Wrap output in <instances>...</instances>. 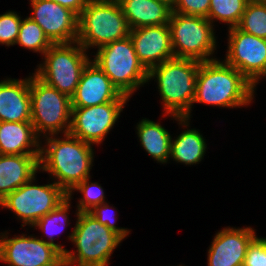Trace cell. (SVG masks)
Masks as SVG:
<instances>
[{"label": "cell", "mask_w": 266, "mask_h": 266, "mask_svg": "<svg viewBox=\"0 0 266 266\" xmlns=\"http://www.w3.org/2000/svg\"><path fill=\"white\" fill-rule=\"evenodd\" d=\"M43 139L45 142L42 144L41 141L39 171L47 172L50 179L54 180L67 194L78 183L91 177L94 145L70 133L64 134L63 138L50 135Z\"/></svg>", "instance_id": "cell-1"}, {"label": "cell", "mask_w": 266, "mask_h": 266, "mask_svg": "<svg viewBox=\"0 0 266 266\" xmlns=\"http://www.w3.org/2000/svg\"><path fill=\"white\" fill-rule=\"evenodd\" d=\"M252 101V83L236 68L223 59L200 62L193 104L240 108Z\"/></svg>", "instance_id": "cell-2"}, {"label": "cell", "mask_w": 266, "mask_h": 266, "mask_svg": "<svg viewBox=\"0 0 266 266\" xmlns=\"http://www.w3.org/2000/svg\"><path fill=\"white\" fill-rule=\"evenodd\" d=\"M199 66L200 61L174 57L148 71V82H157L163 116L175 121L191 118Z\"/></svg>", "instance_id": "cell-3"}, {"label": "cell", "mask_w": 266, "mask_h": 266, "mask_svg": "<svg viewBox=\"0 0 266 266\" xmlns=\"http://www.w3.org/2000/svg\"><path fill=\"white\" fill-rule=\"evenodd\" d=\"M76 222L68 234L76 250L68 249L63 259L68 266H108L110 258L124 240L119 234L101 224L88 212L76 211Z\"/></svg>", "instance_id": "cell-4"}, {"label": "cell", "mask_w": 266, "mask_h": 266, "mask_svg": "<svg viewBox=\"0 0 266 266\" xmlns=\"http://www.w3.org/2000/svg\"><path fill=\"white\" fill-rule=\"evenodd\" d=\"M130 35L119 2L87 1L78 19L77 42L89 52Z\"/></svg>", "instance_id": "cell-5"}, {"label": "cell", "mask_w": 266, "mask_h": 266, "mask_svg": "<svg viewBox=\"0 0 266 266\" xmlns=\"http://www.w3.org/2000/svg\"><path fill=\"white\" fill-rule=\"evenodd\" d=\"M31 123L39 138L67 134L71 127V98L34 73L29 76ZM43 134V135H42Z\"/></svg>", "instance_id": "cell-6"}, {"label": "cell", "mask_w": 266, "mask_h": 266, "mask_svg": "<svg viewBox=\"0 0 266 266\" xmlns=\"http://www.w3.org/2000/svg\"><path fill=\"white\" fill-rule=\"evenodd\" d=\"M94 61L122 95L129 98L148 83V71L139 62L130 36L98 48Z\"/></svg>", "instance_id": "cell-7"}, {"label": "cell", "mask_w": 266, "mask_h": 266, "mask_svg": "<svg viewBox=\"0 0 266 266\" xmlns=\"http://www.w3.org/2000/svg\"><path fill=\"white\" fill-rule=\"evenodd\" d=\"M43 57L34 74L71 98L79 84L84 67L92 58L77 41L53 44Z\"/></svg>", "instance_id": "cell-8"}, {"label": "cell", "mask_w": 266, "mask_h": 266, "mask_svg": "<svg viewBox=\"0 0 266 266\" xmlns=\"http://www.w3.org/2000/svg\"><path fill=\"white\" fill-rule=\"evenodd\" d=\"M168 24L174 57L200 62L217 59L213 56L218 47L216 32L207 18L172 12Z\"/></svg>", "instance_id": "cell-9"}, {"label": "cell", "mask_w": 266, "mask_h": 266, "mask_svg": "<svg viewBox=\"0 0 266 266\" xmlns=\"http://www.w3.org/2000/svg\"><path fill=\"white\" fill-rule=\"evenodd\" d=\"M36 176L0 201L1 208L14 212L21 220V228L32 226L62 203L68 194L53 180L52 183L35 185Z\"/></svg>", "instance_id": "cell-10"}, {"label": "cell", "mask_w": 266, "mask_h": 266, "mask_svg": "<svg viewBox=\"0 0 266 266\" xmlns=\"http://www.w3.org/2000/svg\"><path fill=\"white\" fill-rule=\"evenodd\" d=\"M126 104L127 102H107L91 107H72L69 133L92 145L102 144Z\"/></svg>", "instance_id": "cell-11"}, {"label": "cell", "mask_w": 266, "mask_h": 266, "mask_svg": "<svg viewBox=\"0 0 266 266\" xmlns=\"http://www.w3.org/2000/svg\"><path fill=\"white\" fill-rule=\"evenodd\" d=\"M227 52L223 60L236 68L252 84L266 68V39L240 30L228 29Z\"/></svg>", "instance_id": "cell-12"}, {"label": "cell", "mask_w": 266, "mask_h": 266, "mask_svg": "<svg viewBox=\"0 0 266 266\" xmlns=\"http://www.w3.org/2000/svg\"><path fill=\"white\" fill-rule=\"evenodd\" d=\"M31 15L53 44L73 43L78 38L79 17L71 10L49 0H30Z\"/></svg>", "instance_id": "cell-13"}, {"label": "cell", "mask_w": 266, "mask_h": 266, "mask_svg": "<svg viewBox=\"0 0 266 266\" xmlns=\"http://www.w3.org/2000/svg\"><path fill=\"white\" fill-rule=\"evenodd\" d=\"M129 100V97L119 92L100 67L90 60L84 67L76 91L71 97V107H91Z\"/></svg>", "instance_id": "cell-14"}, {"label": "cell", "mask_w": 266, "mask_h": 266, "mask_svg": "<svg viewBox=\"0 0 266 266\" xmlns=\"http://www.w3.org/2000/svg\"><path fill=\"white\" fill-rule=\"evenodd\" d=\"M255 229L248 227H225L218 231L208 249V266H243L247 248L257 236Z\"/></svg>", "instance_id": "cell-15"}, {"label": "cell", "mask_w": 266, "mask_h": 266, "mask_svg": "<svg viewBox=\"0 0 266 266\" xmlns=\"http://www.w3.org/2000/svg\"><path fill=\"white\" fill-rule=\"evenodd\" d=\"M129 36L139 62L147 71L174 58L169 24L130 29Z\"/></svg>", "instance_id": "cell-16"}, {"label": "cell", "mask_w": 266, "mask_h": 266, "mask_svg": "<svg viewBox=\"0 0 266 266\" xmlns=\"http://www.w3.org/2000/svg\"><path fill=\"white\" fill-rule=\"evenodd\" d=\"M29 76L0 81V122H31Z\"/></svg>", "instance_id": "cell-17"}, {"label": "cell", "mask_w": 266, "mask_h": 266, "mask_svg": "<svg viewBox=\"0 0 266 266\" xmlns=\"http://www.w3.org/2000/svg\"><path fill=\"white\" fill-rule=\"evenodd\" d=\"M40 154H0V201L39 172Z\"/></svg>", "instance_id": "cell-18"}, {"label": "cell", "mask_w": 266, "mask_h": 266, "mask_svg": "<svg viewBox=\"0 0 266 266\" xmlns=\"http://www.w3.org/2000/svg\"><path fill=\"white\" fill-rule=\"evenodd\" d=\"M41 140L31 122H0V154H40Z\"/></svg>", "instance_id": "cell-19"}, {"label": "cell", "mask_w": 266, "mask_h": 266, "mask_svg": "<svg viewBox=\"0 0 266 266\" xmlns=\"http://www.w3.org/2000/svg\"><path fill=\"white\" fill-rule=\"evenodd\" d=\"M130 29L168 24L172 6L159 0H120Z\"/></svg>", "instance_id": "cell-20"}, {"label": "cell", "mask_w": 266, "mask_h": 266, "mask_svg": "<svg viewBox=\"0 0 266 266\" xmlns=\"http://www.w3.org/2000/svg\"><path fill=\"white\" fill-rule=\"evenodd\" d=\"M188 118H180L178 124L184 130L175 139L171 140L170 159L184 165H196L204 159L207 144L206 139L196 128H190ZM190 129H189V128Z\"/></svg>", "instance_id": "cell-21"}, {"label": "cell", "mask_w": 266, "mask_h": 266, "mask_svg": "<svg viewBox=\"0 0 266 266\" xmlns=\"http://www.w3.org/2000/svg\"><path fill=\"white\" fill-rule=\"evenodd\" d=\"M136 129L139 142L148 155L157 163L167 164L172 140L170 132L160 123L147 118L139 121Z\"/></svg>", "instance_id": "cell-22"}, {"label": "cell", "mask_w": 266, "mask_h": 266, "mask_svg": "<svg viewBox=\"0 0 266 266\" xmlns=\"http://www.w3.org/2000/svg\"><path fill=\"white\" fill-rule=\"evenodd\" d=\"M71 208V199L67 197L62 203H60L54 210L46 214L39 219L32 227L39 229L48 240H45L48 244L56 247L62 254L67 249L62 244L54 242V236L63 232L64 228L69 226V209Z\"/></svg>", "instance_id": "cell-23"}, {"label": "cell", "mask_w": 266, "mask_h": 266, "mask_svg": "<svg viewBox=\"0 0 266 266\" xmlns=\"http://www.w3.org/2000/svg\"><path fill=\"white\" fill-rule=\"evenodd\" d=\"M248 0H210L207 19L213 24L215 21L226 23L228 29L237 27L245 11Z\"/></svg>", "instance_id": "cell-24"}, {"label": "cell", "mask_w": 266, "mask_h": 266, "mask_svg": "<svg viewBox=\"0 0 266 266\" xmlns=\"http://www.w3.org/2000/svg\"><path fill=\"white\" fill-rule=\"evenodd\" d=\"M16 44L34 53H41V56L53 45L43 29L28 16L22 18Z\"/></svg>", "instance_id": "cell-25"}, {"label": "cell", "mask_w": 266, "mask_h": 266, "mask_svg": "<svg viewBox=\"0 0 266 266\" xmlns=\"http://www.w3.org/2000/svg\"><path fill=\"white\" fill-rule=\"evenodd\" d=\"M237 27L246 33L266 39V3L249 1Z\"/></svg>", "instance_id": "cell-26"}, {"label": "cell", "mask_w": 266, "mask_h": 266, "mask_svg": "<svg viewBox=\"0 0 266 266\" xmlns=\"http://www.w3.org/2000/svg\"><path fill=\"white\" fill-rule=\"evenodd\" d=\"M90 179L91 177L84 179L68 193L70 199H72V194L75 191L82 194L78 198L77 212H89L94 207L106 202L102 186L98 182H92Z\"/></svg>", "instance_id": "cell-27"}, {"label": "cell", "mask_w": 266, "mask_h": 266, "mask_svg": "<svg viewBox=\"0 0 266 266\" xmlns=\"http://www.w3.org/2000/svg\"><path fill=\"white\" fill-rule=\"evenodd\" d=\"M22 17L15 11L0 14V44L7 47L16 43Z\"/></svg>", "instance_id": "cell-28"}, {"label": "cell", "mask_w": 266, "mask_h": 266, "mask_svg": "<svg viewBox=\"0 0 266 266\" xmlns=\"http://www.w3.org/2000/svg\"><path fill=\"white\" fill-rule=\"evenodd\" d=\"M111 211H114V208H112L108 204V202H105L94 207L88 213L91 214L95 219H97L101 224L106 225L109 229L113 230L114 232L119 234L123 239H125L130 234L131 230L125 227L123 228L116 226L117 220L115 217L117 216H114L115 214L113 215Z\"/></svg>", "instance_id": "cell-29"}, {"label": "cell", "mask_w": 266, "mask_h": 266, "mask_svg": "<svg viewBox=\"0 0 266 266\" xmlns=\"http://www.w3.org/2000/svg\"><path fill=\"white\" fill-rule=\"evenodd\" d=\"M210 9V0H174L172 12L188 16L207 18Z\"/></svg>", "instance_id": "cell-30"}, {"label": "cell", "mask_w": 266, "mask_h": 266, "mask_svg": "<svg viewBox=\"0 0 266 266\" xmlns=\"http://www.w3.org/2000/svg\"><path fill=\"white\" fill-rule=\"evenodd\" d=\"M243 266H266V238L256 236L249 244Z\"/></svg>", "instance_id": "cell-31"}, {"label": "cell", "mask_w": 266, "mask_h": 266, "mask_svg": "<svg viewBox=\"0 0 266 266\" xmlns=\"http://www.w3.org/2000/svg\"><path fill=\"white\" fill-rule=\"evenodd\" d=\"M73 11L78 17L82 13L87 0H49Z\"/></svg>", "instance_id": "cell-32"}, {"label": "cell", "mask_w": 266, "mask_h": 266, "mask_svg": "<svg viewBox=\"0 0 266 266\" xmlns=\"http://www.w3.org/2000/svg\"><path fill=\"white\" fill-rule=\"evenodd\" d=\"M266 78V68L264 70V72L259 76V78L252 84V98L254 99V95L256 94L255 91H256V85L259 83V81L262 79V78Z\"/></svg>", "instance_id": "cell-33"}, {"label": "cell", "mask_w": 266, "mask_h": 266, "mask_svg": "<svg viewBox=\"0 0 266 266\" xmlns=\"http://www.w3.org/2000/svg\"><path fill=\"white\" fill-rule=\"evenodd\" d=\"M87 1H106V2H119L120 0H87Z\"/></svg>", "instance_id": "cell-34"}, {"label": "cell", "mask_w": 266, "mask_h": 266, "mask_svg": "<svg viewBox=\"0 0 266 266\" xmlns=\"http://www.w3.org/2000/svg\"><path fill=\"white\" fill-rule=\"evenodd\" d=\"M159 1L169 3L172 6L174 0H159Z\"/></svg>", "instance_id": "cell-35"}, {"label": "cell", "mask_w": 266, "mask_h": 266, "mask_svg": "<svg viewBox=\"0 0 266 266\" xmlns=\"http://www.w3.org/2000/svg\"><path fill=\"white\" fill-rule=\"evenodd\" d=\"M248 1H264V0H248Z\"/></svg>", "instance_id": "cell-36"}]
</instances>
